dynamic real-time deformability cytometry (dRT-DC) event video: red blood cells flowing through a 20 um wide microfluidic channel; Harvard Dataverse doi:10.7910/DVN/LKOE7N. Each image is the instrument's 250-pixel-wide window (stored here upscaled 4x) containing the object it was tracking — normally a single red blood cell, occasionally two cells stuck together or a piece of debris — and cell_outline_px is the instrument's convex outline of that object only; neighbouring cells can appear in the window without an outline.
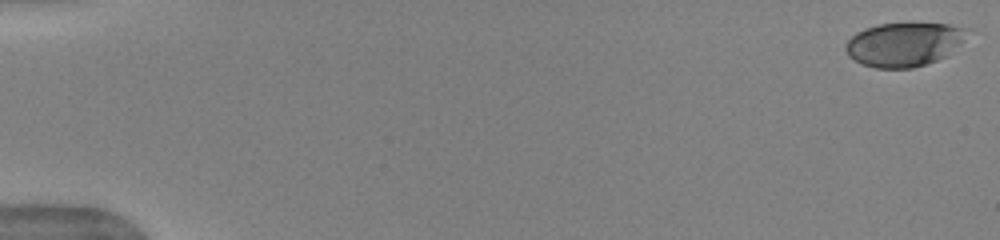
{"species": "human", "species_latin": "Homo sapiens", "temperature_condition": "warm", "stored_images_in_passage": 40, "camera_frame_rate_fps": 3000, "um_per_image_px": 0.085, "donor": {"sex": "female"}, "frame": {"image": 1, "passage_image": 1, "time_ms": 0.0, "image_size_px": [1000, 240], "cell_outline_px": [[972, 28], [948, 56], [912, 68], [876, 68], [864, 64], [848, 56], [844, 48], [844, 44], [856, 32], [864, 28], [880, 24], [948, 24]], "centroid_in_image_um": [76.84, 3.76], "position_along_channel_um": 8.2, "area_um2": 30.92}}
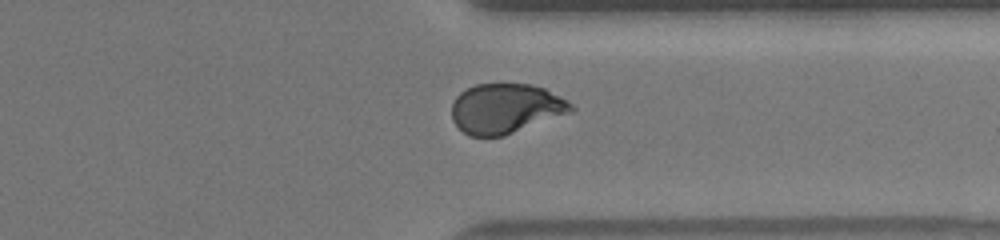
{"frame": {"image": 2, "passage_image": 31, "time_ms": 10.0, "image_size_px": [1000, 240], "cell_outline_px": [[576, 108], [572, 112], [504, 136], [468, 136], [452, 120], [452, 104], [456, 96], [460, 92], [476, 84], [532, 84], [544, 88], [568, 100]], "centroid_in_image_um": [43.0, 9.22], "position_along_channel_um": 368.4, "area_um2": 34.74}}
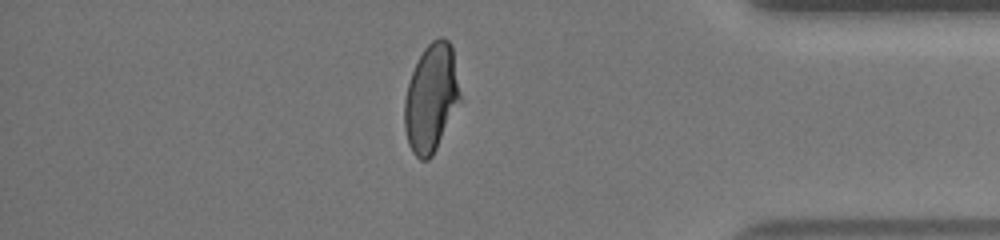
{"frame": {"image": 3, "passage_image": 34, "time_ms": 11.0, "image_size_px": [1000, 240], "cell_outline_px": [[460, 100], [432, 156], [428, 160], [420, 160], [412, 152], [408, 144], [404, 128], [404, 100], [408, 84], [412, 72], [424, 48], [432, 40], [440, 36], [444, 36], [452, 44], [460, 92]], "centroid_in_image_um": [36.63, 8.31], "position_along_channel_um": 398.6, "area_um2": 34.8}, "authors_computed_cell_mechanics": {"area_um2": 34.7956, "velocity_mm_per_s": 4.1029, "shape_relaxation_time_tau1_ms": 3.4692, "shape_relaxation_time_tau2_ms": 0.5808, "deformation_change_tau1": 0.1885, "deformation_change_tau2": 0.0547}}